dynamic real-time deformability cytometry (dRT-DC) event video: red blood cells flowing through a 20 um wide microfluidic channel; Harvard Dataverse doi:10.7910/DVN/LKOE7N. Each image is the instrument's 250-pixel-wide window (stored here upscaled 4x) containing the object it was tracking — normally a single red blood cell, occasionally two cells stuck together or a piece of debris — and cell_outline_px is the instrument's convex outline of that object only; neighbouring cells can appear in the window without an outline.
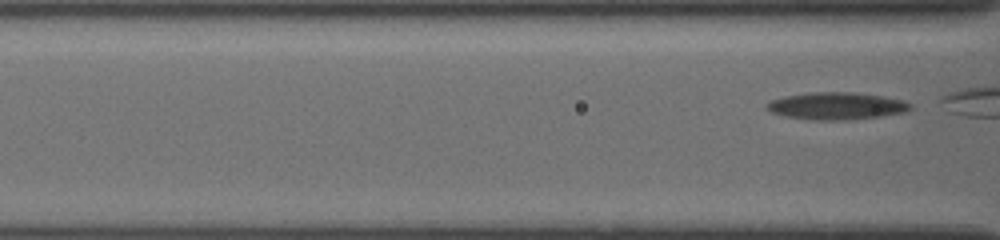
{"species": "common noctule bat (a hibernating species)", "species_latin": "Nyctalus noctula", "temperature_condition": "cold", "stored_images_in_passage": 6, "segment_of_instrument_passage": [2, 2], "camera_frame_rate_fps": 3000, "um_per_image_px": 0.085, "animal": {"sex": "female", "body_mass_g": 19.5, "forearm_length_mm": 54.1}, "frame": {"image": 1, "passage_image": 6, "time_ms": 4.333, "image_size_px": [1000, 240], "cell_outline_px": [[912, 108], [904, 112], [880, 116], [840, 120], [812, 120], [788, 116], [772, 112], [764, 108], [772, 100], [788, 96], [816, 92], [852, 92], [880, 96], [904, 100], [912, 104]], "centroid_in_image_um": [71.14, 9.01], "position_along_channel_um": 95.5, "area_um2": 22.31}}